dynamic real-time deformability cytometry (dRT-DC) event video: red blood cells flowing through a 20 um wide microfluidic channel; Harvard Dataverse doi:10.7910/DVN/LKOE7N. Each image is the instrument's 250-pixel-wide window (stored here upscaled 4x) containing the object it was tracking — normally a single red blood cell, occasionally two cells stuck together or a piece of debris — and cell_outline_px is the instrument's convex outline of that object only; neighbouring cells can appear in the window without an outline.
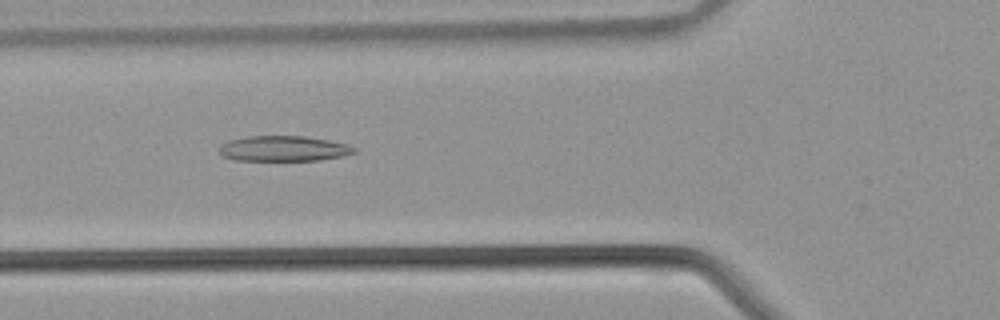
{"species": "common noctule bat (a hibernating species)", "species_latin": "Nyctalus noctula", "temperature_condition": "warm", "stored_images_in_passage": 41, "camera_frame_rate_fps": 3000, "um_per_image_px": 0.085, "animal": {"sex": "male", "body_mass_g": 21.5, "forearm_length_mm": 52.0}, "frame": {"image": 1, "passage_image": 14, "time_ms": 4.333, "image_size_px": [1000, 320], "cell_outline_px": [[356, 152], [344, 156], [320, 160], [236, 160], [224, 156], [220, 152], [220, 144], [228, 140], [248, 136], [304, 136], [328, 140], [348, 144], [356, 148]], "centroid_in_image_um": [24.13, 12.62], "position_along_channel_um": 101.7, "area_um2": 19.94}}
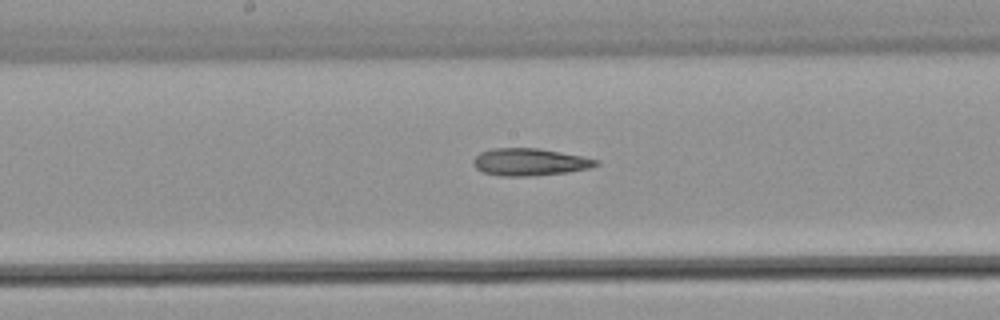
{"frame": {"image": 2, "passage_image": 20, "time_ms": 6.333, "image_size_px": [1000, 320], "cell_outline_px": [[600, 164], [592, 168], [568, 172], [532, 176], [500, 176], [484, 172], [476, 168], [472, 164], [472, 160], [480, 152], [492, 148], [536, 148], [584, 156], [600, 160]], "centroid_in_image_um": [45.06, 13.77], "position_along_channel_um": 203.1, "area_um2": 19.71}}
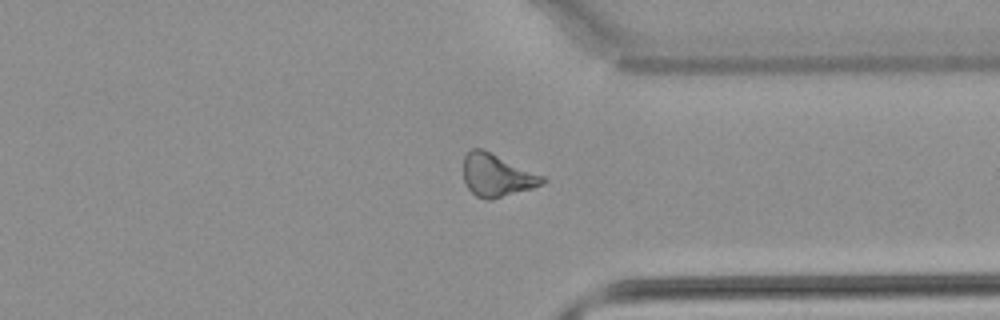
{"frame": {"image": 3, "passage_image": 30, "time_ms": 9.667, "image_size_px": [1000, 320], "cell_outline_px": [[548, 180], [544, 184], [532, 188], [492, 200], [488, 200], [476, 196], [468, 188], [464, 180], [464, 156], [472, 148], [484, 148], [544, 176]], "centroid_in_image_um": [42.25, 14.89], "position_along_channel_um": 369.2, "area_um2": 19.83}}